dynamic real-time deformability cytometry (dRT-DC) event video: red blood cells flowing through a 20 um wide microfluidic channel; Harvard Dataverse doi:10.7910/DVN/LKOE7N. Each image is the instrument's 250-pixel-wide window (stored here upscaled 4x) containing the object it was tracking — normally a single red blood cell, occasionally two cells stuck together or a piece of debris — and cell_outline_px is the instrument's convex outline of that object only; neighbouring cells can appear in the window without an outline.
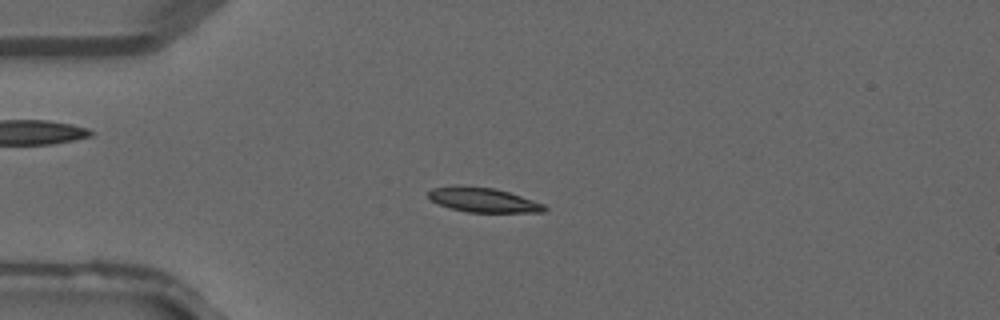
{"species": "common noctule bat (a hibernating species)", "species_latin": "Nyctalus noctula", "temperature_condition": "warm", "stored_images_in_passage": 38, "camera_frame_rate_fps": 3000, "um_per_image_px": 0.085, "animal": {"sex": "male", "forearm_length_mm": 52.5}, "frame": {"image": 1, "passage_image": 8, "time_ms": 2.333, "image_size_px": [1000, 320], "cell_outline_px": [[548, 208], [544, 212], [468, 212], [452, 208], [440, 204], [432, 200], [428, 196], [428, 192], [432, 188], [460, 184], [492, 188], [508, 192], [544, 204]], "centroid_in_image_um": [41.06, 16.98], "position_along_channel_um": 43.9, "area_um2": 16.47}}
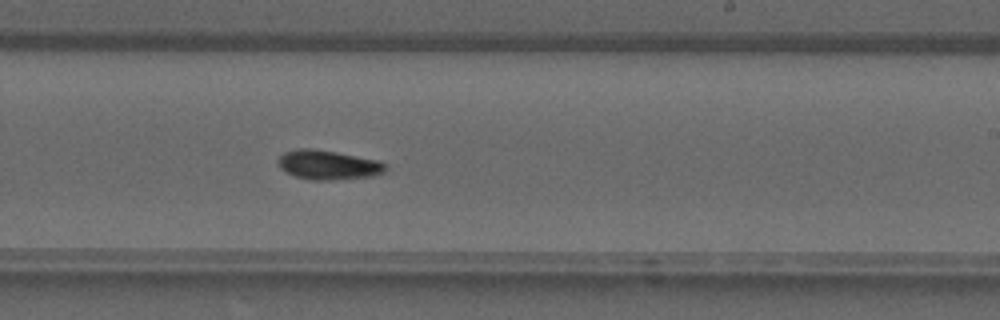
{"frame": {"image": 2, "passage_image": 22, "time_ms": 7.0, "image_size_px": [1000, 320], "cell_outline_px": [[388, 168], [384, 172], [372, 176], [328, 180], [312, 180], [296, 176], [280, 168], [276, 160], [284, 152], [296, 148], [312, 148], [336, 152], [380, 160], [388, 164]], "centroid_in_image_um": [27.92, 14.0], "position_along_channel_um": 261.1, "area_um2": 18.5}}
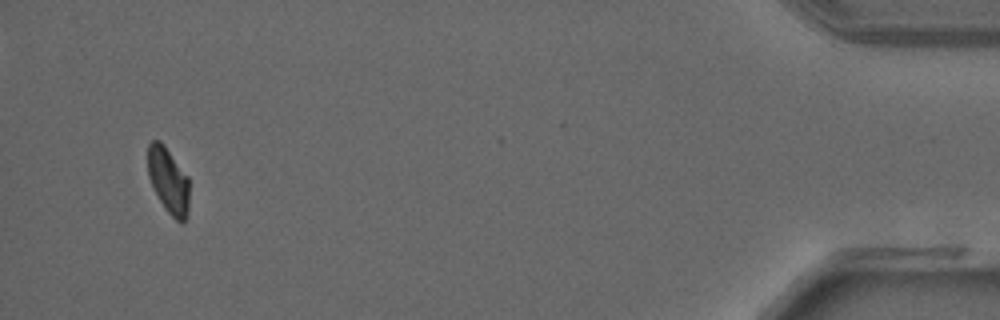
{"frame": {"image": 3, "passage_image": 36, "time_ms": 11.667, "image_size_px": [1000, 320], "cell_outline_px": [[188, 212], [184, 220], [180, 224], [164, 208], [148, 176], [148, 144], [152, 140], [160, 140], [164, 144], [188, 176]], "centroid_in_image_um": [14.31, 15.32], "position_along_channel_um": 420.9, "area_um2": 15.78}}